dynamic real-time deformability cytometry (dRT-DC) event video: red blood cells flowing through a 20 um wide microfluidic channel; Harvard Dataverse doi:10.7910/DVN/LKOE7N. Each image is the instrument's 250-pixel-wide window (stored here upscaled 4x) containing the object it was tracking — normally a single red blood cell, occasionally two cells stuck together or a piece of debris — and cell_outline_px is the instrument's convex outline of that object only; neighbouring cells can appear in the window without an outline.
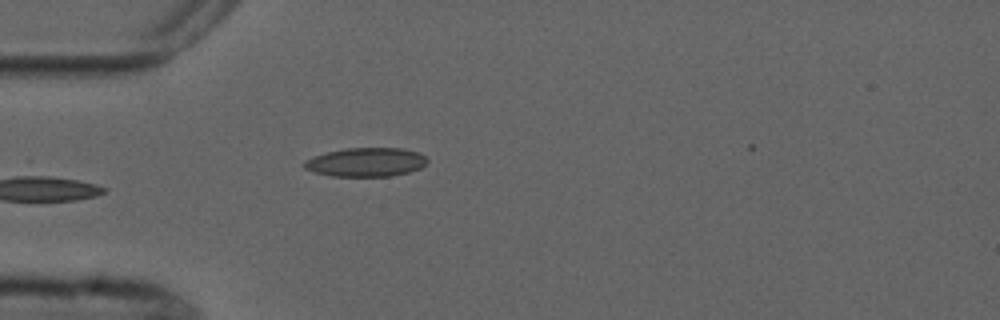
{"species": "common noctule bat (a hibernating species)", "species_latin": "Nyctalus noctula", "temperature_condition": "cold", "stored_images_in_passage": 2, "camera_frame_rate_fps": 3000, "um_per_image_px": 0.085, "animal": {"sex": "male", "forearm_length_mm": 52.5}, "frame": {"image": 1, "passage_image": 2, "time_ms": 1.333, "image_size_px": [1000, 320], "cell_outline_px": [[428, 160], [420, 168], [408, 172], [392, 176], [332, 176], [316, 172], [304, 168], [304, 160], [328, 152], [344, 148], [404, 148], [420, 152]], "centroid_in_image_um": [31.14, 13.77], "position_along_channel_um": 53.9, "area_um2": 20.58}}